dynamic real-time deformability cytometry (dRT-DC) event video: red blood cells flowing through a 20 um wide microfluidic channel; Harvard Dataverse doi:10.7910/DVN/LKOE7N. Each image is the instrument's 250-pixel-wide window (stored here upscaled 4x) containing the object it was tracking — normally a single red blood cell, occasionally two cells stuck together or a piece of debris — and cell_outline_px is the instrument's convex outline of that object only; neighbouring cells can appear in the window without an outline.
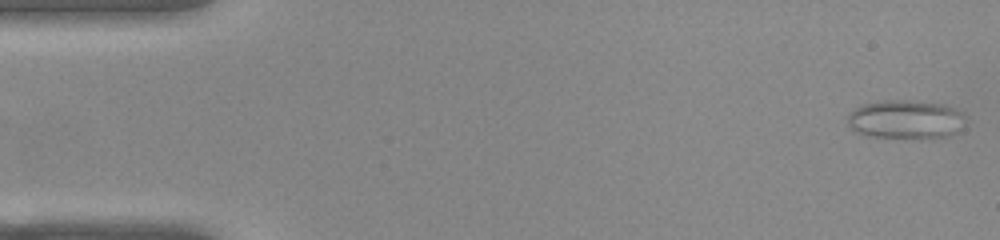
{"species": "common noctule bat (a hibernating species)", "species_latin": "Nyctalus noctula", "temperature_condition": "warm", "stored_images_in_passage": 52, "camera_frame_rate_fps": 3000, "um_per_image_px": 0.085, "animal": {"sex": "female", "body_mass_g": 22.0, "forearm_length_mm": 56.7}, "frame": {"image": 1, "passage_image": 1, "time_ms": 0.0, "image_size_px": [1000, 240], "cell_outline_px": [[964, 116], [956, 132], [948, 136], [928, 140], [912, 140], [864, 136], [852, 132], [848, 128], [848, 112], [860, 104], [880, 100], [912, 100], [944, 104], [960, 112]], "centroid_in_image_um": [76.86, 10.19], "position_along_channel_um": 8.1, "area_um2": 27.69}}
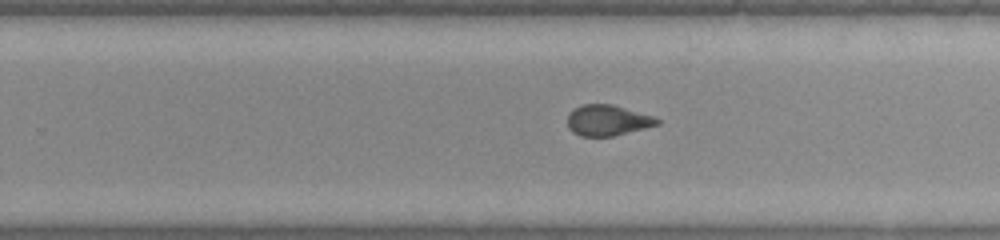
{"frame": {"image": 2, "passage_image": 32, "time_ms": 10.333, "image_size_px": [1000, 240], "cell_outline_px": [[660, 124], [612, 136], [580, 136], [572, 132], [568, 128], [568, 116], [580, 104], [612, 104], [656, 116], [660, 120]], "centroid_in_image_um": [51.67, 10.22], "position_along_channel_um": 278.1, "area_um2": 16.07}}
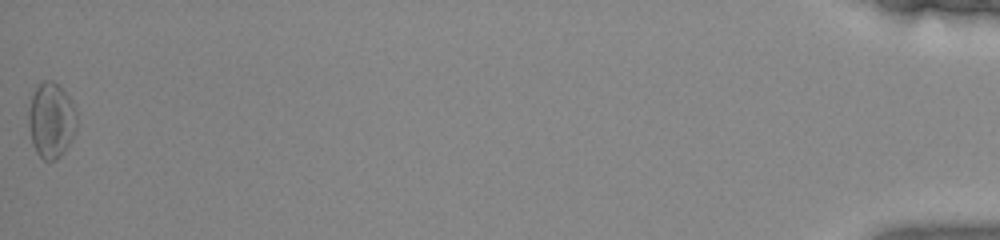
{"frame": {"image": 3, "passage_image": 52, "time_ms": 17.0, "image_size_px": [1000, 240], "cell_outline_px": [[76, 128], [68, 144], [60, 156], [56, 160], [44, 160], [36, 152], [32, 144], [28, 124], [28, 108], [32, 96], [36, 88], [44, 80], [52, 80], [68, 96], [76, 112]], "centroid_in_image_um": [4.32, 10.23], "position_along_channel_um": 430.9, "area_um2": 20.87}, "authors_computed_cell_mechanics": {"area_um2": 17.3689, "velocity_mm_per_s": 3.8625, "shape_relaxation_time_tau1_ms": null, "shape_relaxation_time_tau2_ms": 1.3277, "deformation_change_tau1": null, "deformation_change_tau2": 0.0741}}